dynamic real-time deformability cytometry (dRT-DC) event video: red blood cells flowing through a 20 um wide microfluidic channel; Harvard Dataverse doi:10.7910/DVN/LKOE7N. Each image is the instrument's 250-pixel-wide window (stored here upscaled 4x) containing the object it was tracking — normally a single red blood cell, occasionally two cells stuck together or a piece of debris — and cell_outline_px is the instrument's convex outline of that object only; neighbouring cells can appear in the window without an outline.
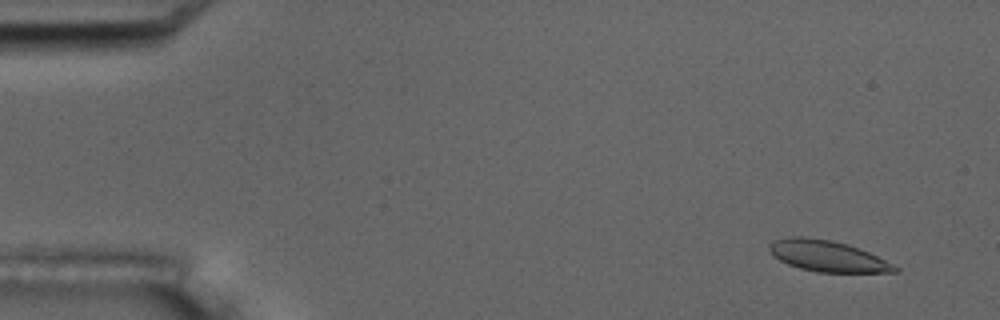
{"species": "common noctule bat (a hibernating species)", "species_latin": "Nyctalus noctula", "temperature_condition": "room temperature", "stored_images_in_passage": 5, "camera_frame_rate_fps": 3000, "um_per_image_px": 0.085, "animal": {"sex": "male", "body_mass_g": 17.5, "forearm_length_mm": 52.3}, "frame": {"image": 1, "passage_image": 1, "time_ms": 0.0, "image_size_px": [1000, 320], "cell_outline_px": [[900, 272], [816, 272], [800, 268], [788, 264], [780, 260], [768, 248], [768, 244], [776, 240], [792, 236], [800, 236], [832, 240], [848, 244], [860, 248], [900, 268]], "centroid_in_image_um": [70.35, 21.76], "position_along_channel_um": 14.7, "area_um2": 22.48}}
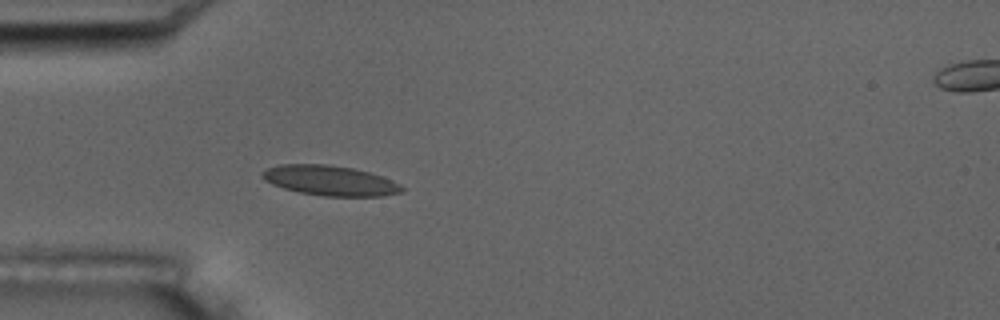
{"frame": {"image": 2, "passage_image": 4, "time_ms": 4.333, "image_size_px": [1000, 320], "cell_outline_px": [[404, 192], [380, 196], [324, 196], [300, 192], [284, 188], [272, 184], [264, 180], [260, 176], [260, 172], [268, 168], [280, 164], [328, 164], [352, 168], [368, 172], [392, 180], [400, 184], [404, 188]], "centroid_in_image_um": [28.03, 15.34], "position_along_channel_um": 57.0, "area_um2": 24.39}}